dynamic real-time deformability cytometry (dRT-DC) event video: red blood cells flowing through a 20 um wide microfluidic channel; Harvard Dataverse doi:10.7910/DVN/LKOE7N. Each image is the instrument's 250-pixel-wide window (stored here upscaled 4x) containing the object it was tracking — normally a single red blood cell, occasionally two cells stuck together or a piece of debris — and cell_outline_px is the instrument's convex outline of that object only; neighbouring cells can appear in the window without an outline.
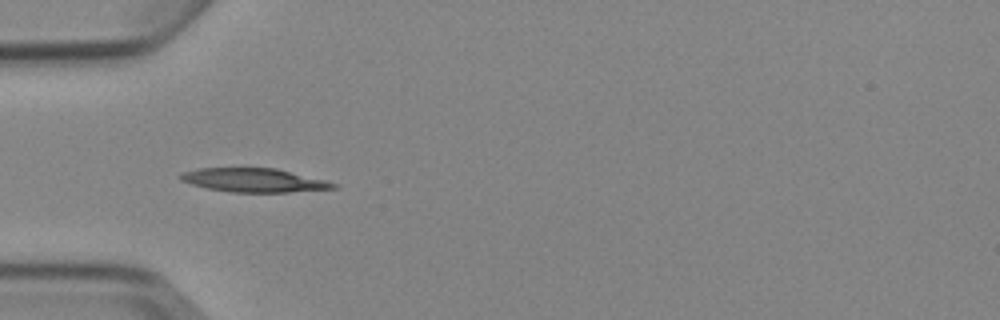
{"species": "Egyptian fruit bat (a non-hibernating species)", "species_latin": "Rousettus aegyptiacus", "temperature_condition": "cold", "stored_images_in_passage": 7, "camera_frame_rate_fps": 3000, "um_per_image_px": 0.085, "animal": {"sex": "female"}, "frame": {"image": 1, "passage_image": 6, "time_ms": 6.667, "image_size_px": [1000, 320], "cell_outline_px": [[340, 184], [336, 188], [288, 192], [232, 192], [208, 188], [192, 184], [180, 180], [176, 176], [184, 172], [196, 168], [276, 168]], "centroid_in_image_um": [21.56, 15.31], "position_along_channel_um": 63.4, "area_um2": 21.04}}
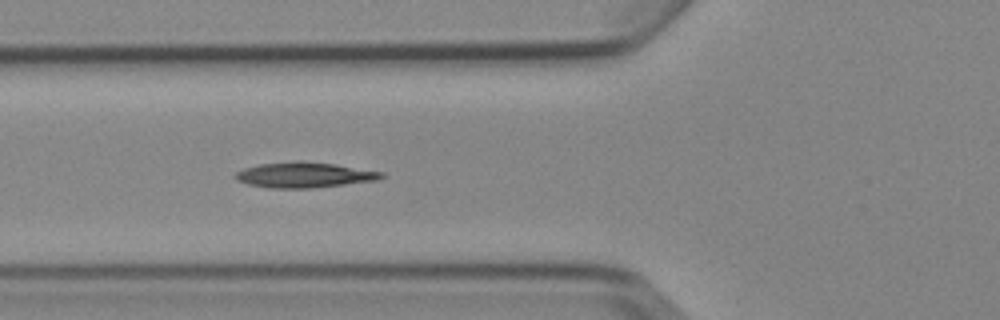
{"frame": {"image": 2, "passage_image": 7, "time_ms": 7.667, "image_size_px": [1000, 320], "cell_outline_px": [[388, 176], [376, 180], [312, 188], [268, 188], [248, 184], [236, 180], [232, 176], [236, 172], [244, 168], [260, 164], [296, 160], [300, 160], [336, 164], [384, 172]], "centroid_in_image_um": [25.85, 14.86], "position_along_channel_um": 99.9, "area_um2": 21.85}}